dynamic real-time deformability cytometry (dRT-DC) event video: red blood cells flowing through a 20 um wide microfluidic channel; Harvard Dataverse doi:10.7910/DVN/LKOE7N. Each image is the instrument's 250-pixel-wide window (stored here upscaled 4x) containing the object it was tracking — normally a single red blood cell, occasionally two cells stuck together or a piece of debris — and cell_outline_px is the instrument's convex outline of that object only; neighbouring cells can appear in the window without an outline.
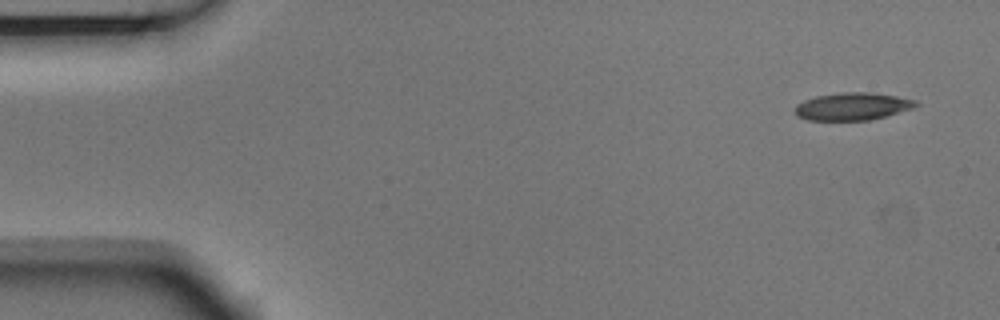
{"species": "Egyptian fruit bat (a non-hibernating species)", "species_latin": "Rousettus aegyptiacus", "temperature_condition": "room temperature", "stored_images_in_passage": 6, "camera_frame_rate_fps": 3000, "um_per_image_px": 0.085, "animal": {"sex": "male"}, "frame": {"image": 1, "passage_image": 1, "time_ms": 0.0, "image_size_px": [1000, 320], "cell_outline_px": [[920, 104], [912, 108], [884, 116], [868, 120], [808, 120], [796, 116], [796, 104], [804, 100], [816, 96], [840, 92], [872, 92], [896, 96], [916, 100]], "centroid_in_image_um": [72.45, 9.03], "position_along_channel_um": 12.6, "area_um2": 19.31}}
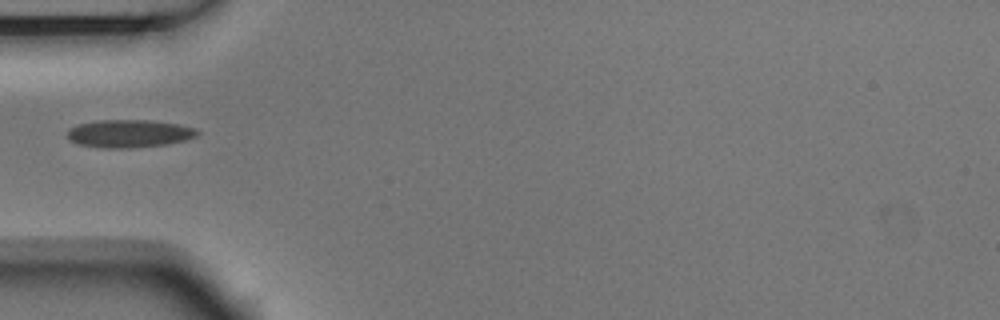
{"frame": {"image": 2, "passage_image": 5, "time_ms": 1.333, "image_size_px": [1000, 320], "cell_outline_px": [[200, 132], [196, 136], [184, 140], [168, 144], [132, 148], [108, 148], [80, 144], [68, 140], [68, 128], [80, 124], [100, 120], [148, 120], [180, 124], [196, 128]], "centroid_in_image_um": [11.01, 11.35], "position_along_channel_um": 74.0, "area_um2": 21.04}}
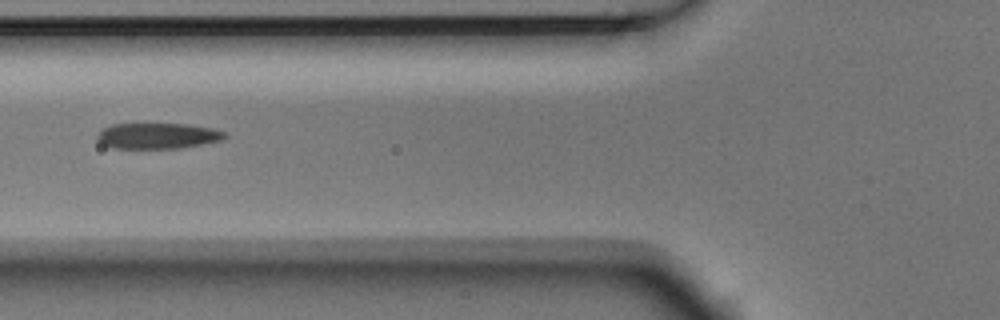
{"frame": {"image": 3, "passage_image": 6, "time_ms": 1.667, "image_size_px": [1000, 320], "cell_outline_px": [[228, 136], [220, 140], [180, 148], [112, 148], [104, 144], [96, 136], [100, 128], [112, 124], [188, 124], [212, 128], [224, 132]], "centroid_in_image_um": [13.37, 11.53], "position_along_channel_um": 112.4, "area_um2": 19.02}}